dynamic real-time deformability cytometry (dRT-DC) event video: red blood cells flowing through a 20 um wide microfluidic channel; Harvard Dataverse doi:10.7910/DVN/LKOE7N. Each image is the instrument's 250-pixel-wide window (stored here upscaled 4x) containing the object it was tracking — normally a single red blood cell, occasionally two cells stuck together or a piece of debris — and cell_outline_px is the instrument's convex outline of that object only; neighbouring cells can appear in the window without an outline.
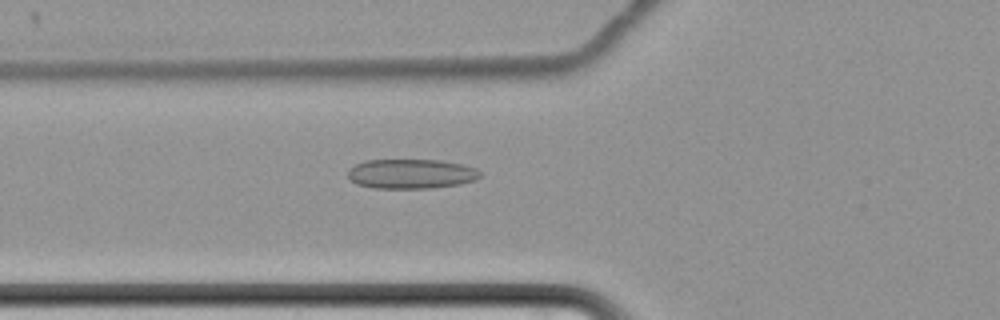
{"species": "common noctule bat (a hibernating species)", "species_latin": "Nyctalus noctula", "temperature_condition": "cold", "stored_images_in_passage": 23, "camera_frame_rate_fps": 3000, "um_per_image_px": 0.085, "animal": {"sex": "female", "body_mass_g": 22.7, "forearm_length_mm": 54.2}, "frame": {"image": 1, "passage_image": 16, "time_ms": 5.0, "image_size_px": [1000, 320], "cell_outline_px": [[480, 176], [476, 180], [460, 184], [432, 188], [376, 188], [356, 184], [348, 180], [348, 168], [364, 160], [440, 160], [460, 164], [476, 168], [480, 172]], "centroid_in_image_um": [34.91, 14.78], "position_along_channel_um": 90.9, "area_um2": 22.95}}
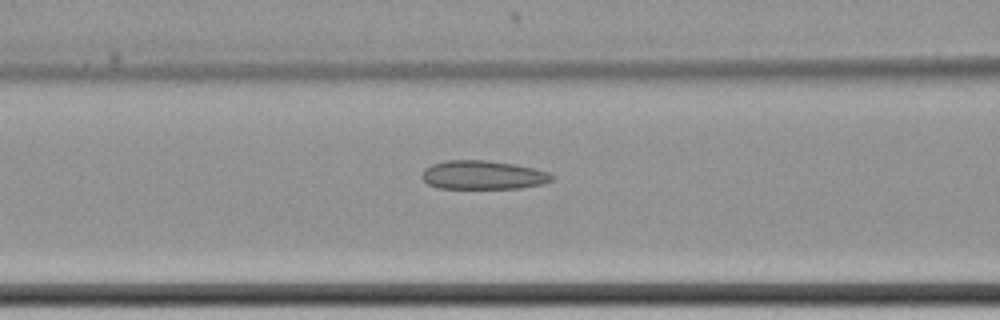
{"frame": {"image": 2, "passage_image": 19, "time_ms": 6.0, "image_size_px": [1000, 320], "cell_outline_px": [[556, 176], [552, 180], [544, 184], [520, 188], [436, 188], [428, 184], [420, 176], [424, 168], [432, 164], [444, 160], [488, 160], [516, 164], [548, 172]], "centroid_in_image_um": [41.04, 14.87], "position_along_channel_um": 125.6, "area_um2": 22.02}}
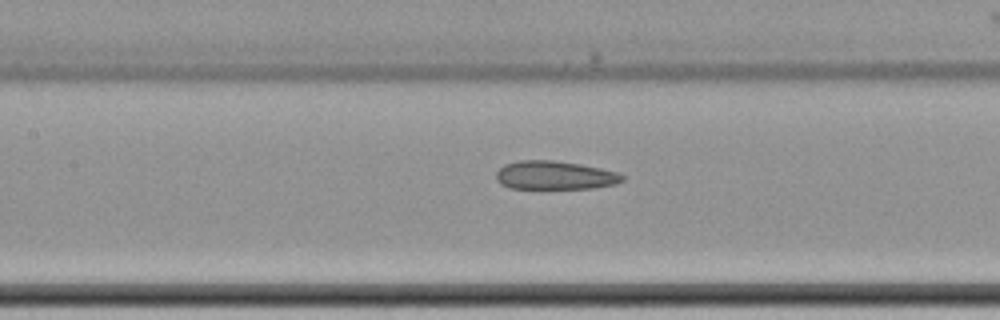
{"frame": {"image": 3, "passage_image": 22, "time_ms": 7.0, "image_size_px": [1000, 320], "cell_outline_px": [[624, 180], [616, 184], [592, 188], [508, 188], [500, 184], [496, 180], [496, 172], [504, 164], [520, 160], [552, 160], [580, 164], [620, 172], [624, 176]], "centroid_in_image_um": [47.16, 14.9], "position_along_channel_um": 160.2, "area_um2": 21.1}}